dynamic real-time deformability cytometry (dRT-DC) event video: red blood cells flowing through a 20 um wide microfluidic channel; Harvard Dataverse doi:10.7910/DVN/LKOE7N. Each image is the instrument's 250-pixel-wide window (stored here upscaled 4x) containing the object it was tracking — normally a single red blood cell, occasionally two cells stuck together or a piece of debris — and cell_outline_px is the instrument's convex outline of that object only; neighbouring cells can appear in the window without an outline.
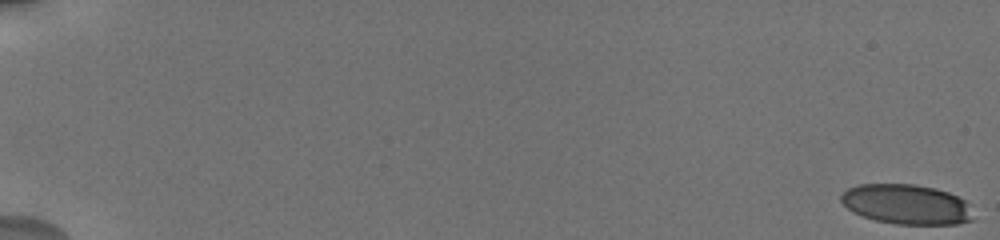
{"species": "human", "species_latin": "Homo sapiens", "temperature_condition": "cold", "stored_images_in_passage": 25, "camera_frame_rate_fps": 3000, "um_per_image_px": 0.085, "donor": {"sex": "male"}, "frame": {"image": 1, "passage_image": 1, "time_ms": 0.0, "image_size_px": [1000, 240], "cell_outline_px": [[976, 220], [956, 224], [896, 224], [876, 220], [852, 212], [840, 200], [840, 196], [848, 188], [860, 184], [916, 184], [936, 188], [948, 192], [964, 200]], "centroid_in_image_um": [77.06, 17.36], "position_along_channel_um": 7.9, "area_um2": 30.69}}
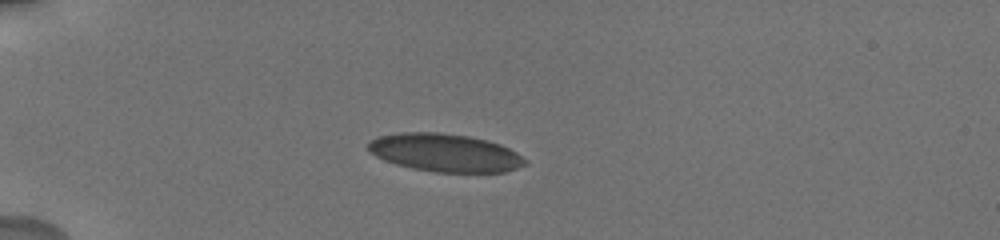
{"frame": {"image": 2, "passage_image": 18, "time_ms": 5.667, "image_size_px": [1000, 240], "cell_outline_px": [[528, 164], [504, 172], [436, 172], [412, 168], [396, 164], [384, 160], [376, 156], [368, 148], [368, 140], [376, 136], [396, 132], [436, 132], [468, 136], [488, 140], [500, 144], [516, 152], [528, 160]], "centroid_in_image_um": [37.82, 12.97], "position_along_channel_um": 47.2, "area_um2": 34.91}}
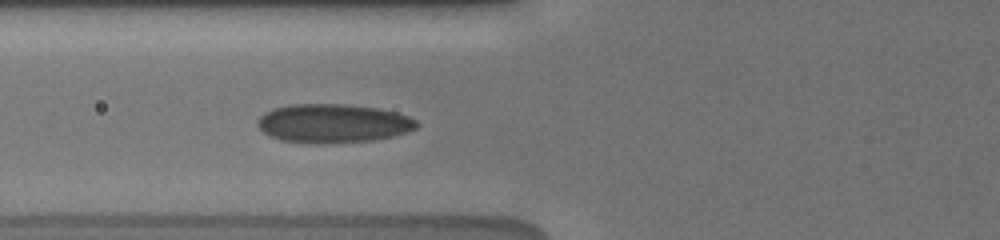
{"frame": {"image": 3, "passage_image": 25, "time_ms": 8.0, "image_size_px": [1000, 240], "cell_outline_px": [[420, 124], [416, 128], [392, 136], [372, 140], [320, 144], [308, 144], [280, 140], [264, 132], [256, 124], [256, 120], [264, 112], [272, 108], [288, 104], [348, 104], [380, 108], [396, 112], [408, 116], [416, 120]], "centroid_in_image_um": [28.28, 10.48], "position_along_channel_um": 97.5, "area_um2": 36.3}}